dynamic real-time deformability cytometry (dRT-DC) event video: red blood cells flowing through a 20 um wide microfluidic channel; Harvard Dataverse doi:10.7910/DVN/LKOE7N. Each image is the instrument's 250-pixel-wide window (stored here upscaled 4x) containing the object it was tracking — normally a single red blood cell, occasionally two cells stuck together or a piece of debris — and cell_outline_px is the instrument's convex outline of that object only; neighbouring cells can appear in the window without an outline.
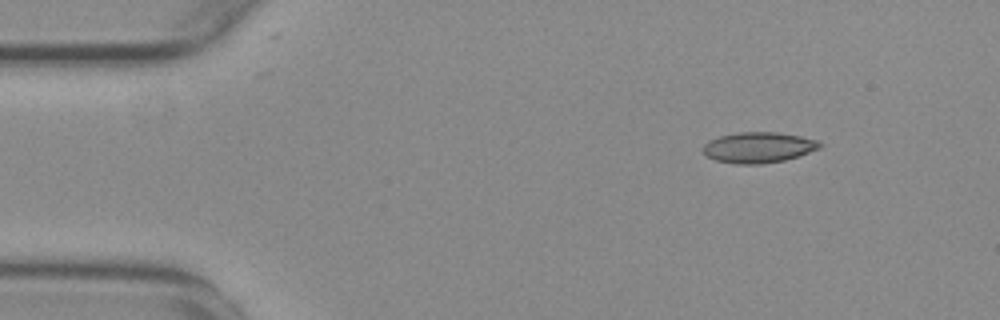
{"species": "common noctule bat (a hibernating species)", "species_latin": "Nyctalus noctula", "temperature_condition": "warm", "stored_images_in_passage": 48, "camera_frame_rate_fps": 3000, "um_per_image_px": 0.085, "animal": {"sex": "female", "body_mass_g": 29.2, "forearm_length_mm": 56.3}, "frame": {"image": 1, "passage_image": 1, "time_ms": 0.0, "image_size_px": [1000, 320], "cell_outline_px": [[824, 144], [820, 148], [784, 160], [760, 164], [736, 164], [716, 160], [708, 156], [700, 148], [708, 140], [720, 136], [736, 132], [776, 132], [800, 136], [820, 140]], "centroid_in_image_um": [64.46, 12.52], "position_along_channel_um": 20.5, "area_um2": 20.92}}
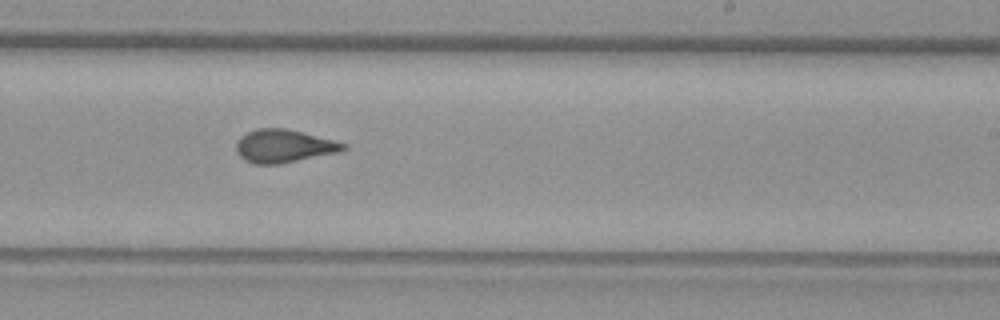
{"frame": {"image": 2, "passage_image": 27, "time_ms": 8.667, "image_size_px": [1000, 320], "cell_outline_px": [[348, 148], [340, 152], [280, 164], [256, 164], [244, 160], [236, 152], [236, 140], [240, 136], [256, 128], [284, 128], [348, 144]], "centroid_in_image_um": [24.1, 12.42], "position_along_channel_um": 264.9, "area_um2": 20.63}}
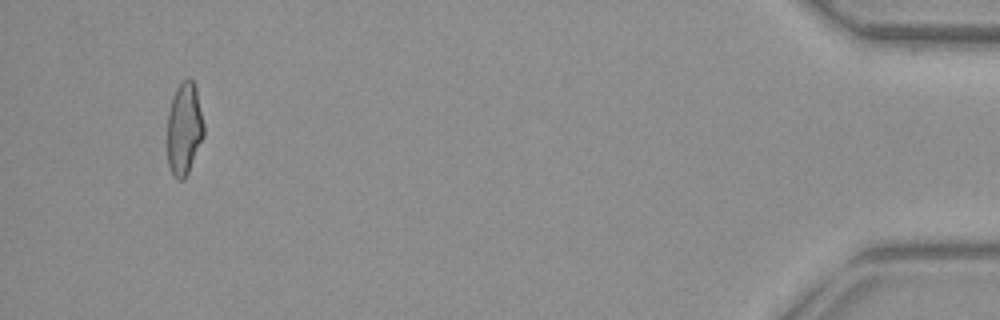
{"frame": {"image": 3, "passage_image": 46, "time_ms": 15.0, "image_size_px": [1000, 320], "cell_outline_px": [[204, 136], [188, 172], [184, 180], [176, 180], [172, 176], [168, 164], [168, 112], [172, 96], [176, 88], [188, 76], [192, 80], [196, 88], [204, 124]], "centroid_in_image_um": [15.65, 10.96], "position_along_channel_um": 419.5, "area_um2": 19.77}, "authors_computed_cell_mechanics": {"area_um2": 20.4612, "velocity_mm_per_s": 3.7759, "shape_relaxation_time_tau1_ms": 10.8897, "shape_relaxation_time_tau2_ms": 1.2378, "deformation_change_tau1": 0.2404, "deformation_change_tau2": 0.0777}}